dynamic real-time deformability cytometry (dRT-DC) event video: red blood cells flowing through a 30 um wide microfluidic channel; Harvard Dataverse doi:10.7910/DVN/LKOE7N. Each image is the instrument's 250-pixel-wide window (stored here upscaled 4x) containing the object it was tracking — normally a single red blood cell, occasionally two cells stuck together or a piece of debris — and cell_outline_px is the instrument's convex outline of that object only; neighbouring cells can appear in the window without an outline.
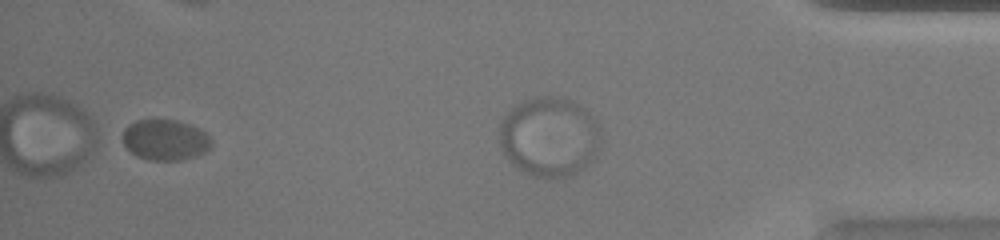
{"species": "common noctule bat (a hibernating species)", "species_latin": "Nyctalus noctula", "temperature_condition": "warm", "stored_images_in_passage": 48, "camera_frame_rate_fps": 3000, "um_per_image_px": 0.085, "animal": {"sex": "female", "body_mass_g": 20.0, "forearm_length_mm": 54.0}, "frame": {"image": 1, "passage_image": 47, "time_ms": 15.333, "image_size_px": [1000, 240], "cell_outline_px": [[212, 144], [204, 152], [196, 156], [180, 160], [148, 160], [136, 156], [124, 144], [124, 128], [128, 124], [136, 120], [156, 116], [180, 120], [200, 128], [212, 140]], "centroid_in_image_um": [14.03, 11.83], "position_along_channel_um": 421.2, "area_um2": 21.68}}